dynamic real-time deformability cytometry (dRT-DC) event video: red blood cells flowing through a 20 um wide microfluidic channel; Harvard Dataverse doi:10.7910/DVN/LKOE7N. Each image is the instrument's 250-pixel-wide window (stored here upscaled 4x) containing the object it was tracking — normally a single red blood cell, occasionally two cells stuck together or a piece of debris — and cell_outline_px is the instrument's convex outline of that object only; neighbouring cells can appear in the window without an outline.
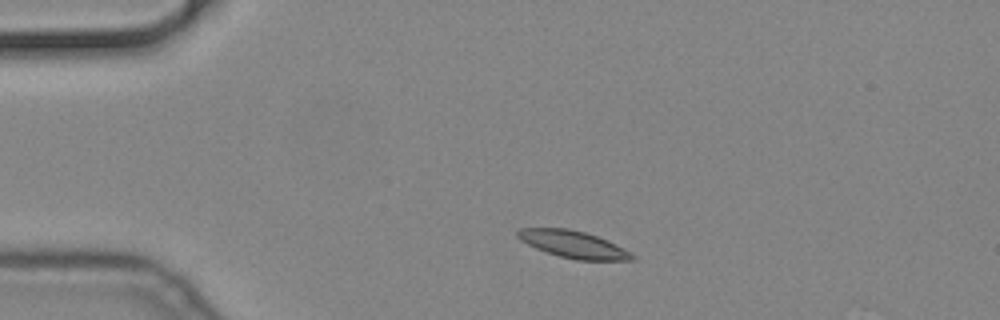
{"species": "common noctule bat (a hibernating species)", "species_latin": "Nyctalus noctula", "temperature_condition": "cold", "stored_images_in_passage": 46, "camera_frame_rate_fps": 3000, "um_per_image_px": 0.085, "animal": {"sex": "male", "body_mass_g": 19.2, "forearm_length_mm": 51.8}, "frame": {"image": 1, "passage_image": 1, "time_ms": 0.0, "image_size_px": [1000, 320], "cell_outline_px": [[636, 260], [576, 260], [560, 256], [536, 248], [520, 240], [516, 236], [516, 232], [520, 228], [568, 228], [584, 232], [596, 236], [636, 256]], "centroid_in_image_um": [48.66, 20.77], "position_along_channel_um": 36.3, "area_um2": 17.63}}
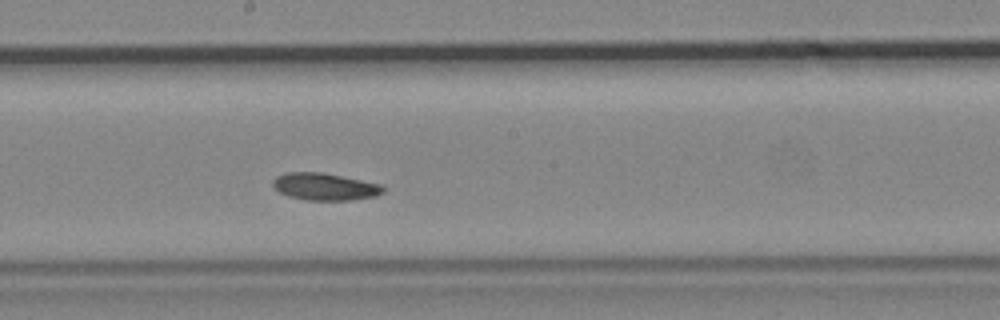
{"frame": {"image": 2, "passage_image": 20, "time_ms": 6.333, "image_size_px": [1000, 320], "cell_outline_px": [[384, 192], [376, 196], [352, 200], [304, 200], [288, 196], [280, 192], [272, 184], [272, 180], [276, 176], [284, 172], [320, 172], [380, 184], [384, 188]], "centroid_in_image_um": [27.58, 15.87], "position_along_channel_um": 220.6, "area_um2": 17.4}}
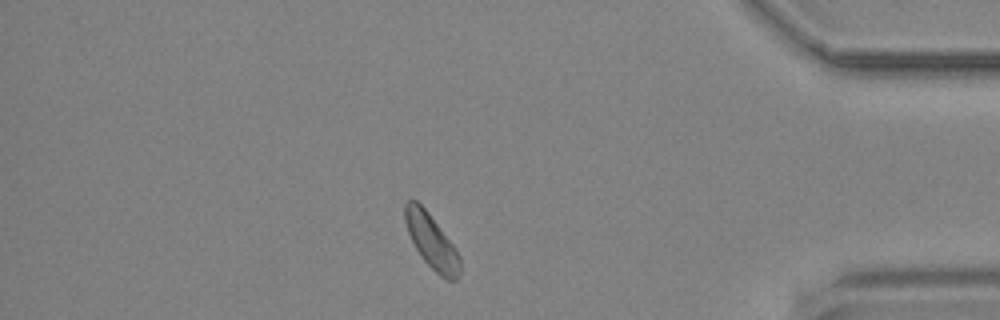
{"frame": {"image": 3, "passage_image": 38, "time_ms": 12.333, "image_size_px": [1000, 320], "cell_outline_px": [[460, 276], [456, 280], [448, 280], [440, 276], [424, 260], [416, 248], [408, 232], [404, 220], [404, 204], [408, 200], [416, 200], [428, 212], [456, 248], [460, 256]], "centroid_in_image_um": [36.69, 20.52], "position_along_channel_um": 398.5, "area_um2": 17.28}}